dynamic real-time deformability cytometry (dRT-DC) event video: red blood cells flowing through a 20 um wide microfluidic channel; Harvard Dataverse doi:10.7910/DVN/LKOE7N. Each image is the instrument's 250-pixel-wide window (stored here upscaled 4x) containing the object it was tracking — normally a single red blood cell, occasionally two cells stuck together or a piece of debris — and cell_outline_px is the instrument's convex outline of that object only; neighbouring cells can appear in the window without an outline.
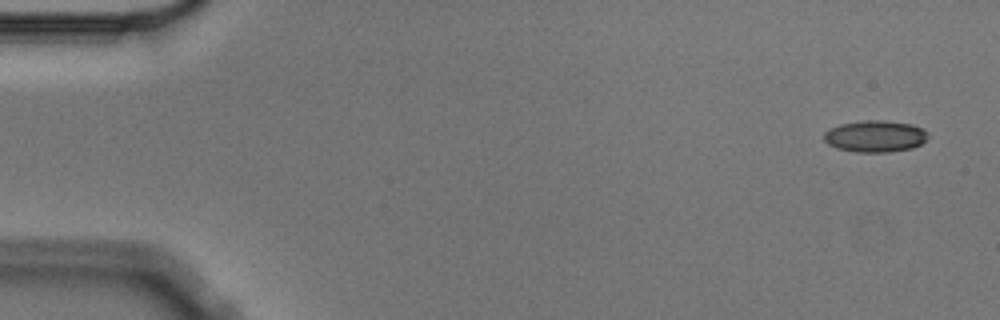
{"species": "Egyptian fruit bat (a non-hibernating species)", "species_latin": "Rousettus aegyptiacus", "temperature_condition": "cold", "stored_images_in_passage": 4, "camera_frame_rate_fps": 3000, "um_per_image_px": 0.085, "animal": {"sex": "male"}, "frame": {"image": 1, "passage_image": 1, "time_ms": 0.0, "image_size_px": [1000, 320], "cell_outline_px": [[928, 140], [912, 148], [888, 152], [856, 152], [836, 148], [828, 144], [824, 140], [824, 132], [840, 124], [860, 120], [880, 120], [912, 124], [924, 128], [928, 132]], "centroid_in_image_um": [74.42, 11.58], "position_along_channel_um": 10.6, "area_um2": 19.36}}
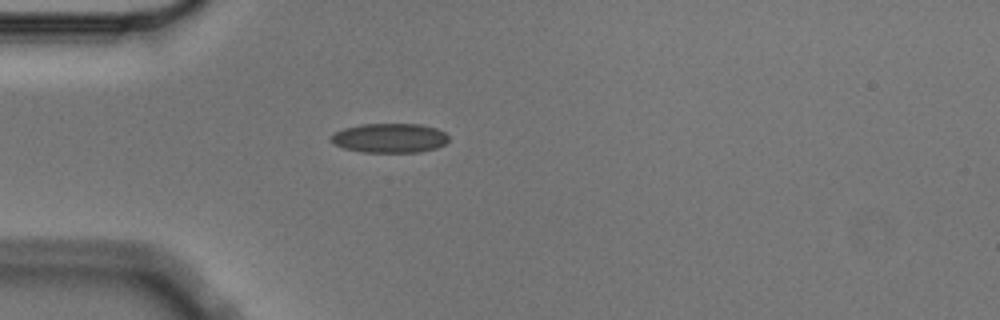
{"frame": {"image": 2, "passage_image": 4, "time_ms": 1.0, "image_size_px": [1000, 320], "cell_outline_px": [[448, 140], [444, 144], [436, 148], [420, 152], [364, 152], [344, 148], [332, 144], [328, 140], [328, 136], [344, 128], [360, 124], [420, 124], [436, 128], [444, 132], [448, 136]], "centroid_in_image_um": [33.07, 11.73], "position_along_channel_um": 51.9, "area_um2": 20.29}}